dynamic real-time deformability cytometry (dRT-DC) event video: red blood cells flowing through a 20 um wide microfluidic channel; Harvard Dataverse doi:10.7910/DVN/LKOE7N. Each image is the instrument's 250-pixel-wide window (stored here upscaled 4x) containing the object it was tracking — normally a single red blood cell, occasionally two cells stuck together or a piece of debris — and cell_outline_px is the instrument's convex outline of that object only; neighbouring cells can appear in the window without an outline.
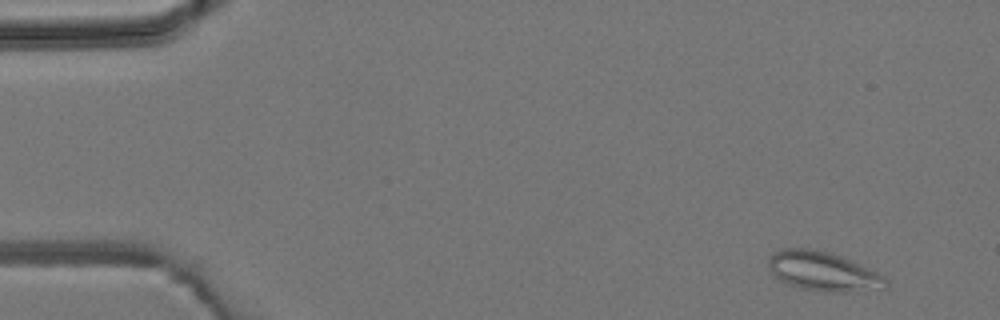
{"species": "common noctule bat (a hibernating species)", "species_latin": "Nyctalus noctula", "temperature_condition": "room temperature", "stored_images_in_passage": 4, "camera_frame_rate_fps": 3000, "um_per_image_px": 0.085, "animal": {"sex": "male", "body_mass_g": 19.2, "forearm_length_mm": 51.8}, "frame": {"image": 1, "passage_image": 1, "time_ms": 0.0, "image_size_px": [1000, 320], "cell_outline_px": [[888, 284], [884, 288], [844, 292], [824, 292], [800, 288], [788, 284], [780, 280], [772, 272], [768, 264], [768, 260], [776, 252], [784, 248], [812, 248], [832, 252], [852, 260], [876, 272], [888, 280]], "centroid_in_image_um": [69.97, 23.06], "position_along_channel_um": 15.0, "area_um2": 26.76}}